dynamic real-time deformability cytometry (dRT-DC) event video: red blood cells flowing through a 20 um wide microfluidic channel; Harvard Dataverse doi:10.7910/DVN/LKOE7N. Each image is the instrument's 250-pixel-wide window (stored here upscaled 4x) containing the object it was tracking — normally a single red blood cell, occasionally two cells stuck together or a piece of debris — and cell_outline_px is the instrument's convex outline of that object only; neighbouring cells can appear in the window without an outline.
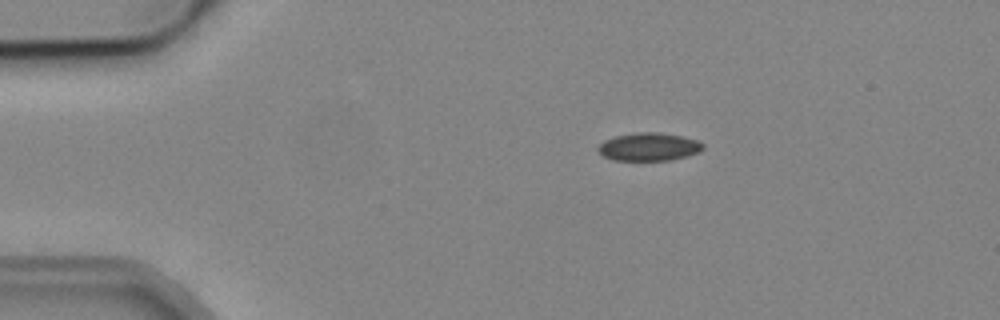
{"species": "common noctule bat (a hibernating species)", "species_latin": "Nyctalus noctula", "temperature_condition": "cold", "stored_images_in_passage": 4, "camera_frame_rate_fps": 3000, "um_per_image_px": 0.085, "animal": {"sex": "male", "body_mass_g": 19.2, "forearm_length_mm": 51.8}, "frame": {"image": 1, "passage_image": 1, "time_ms": 0.0, "image_size_px": [1000, 320], "cell_outline_px": [[704, 148], [700, 152], [688, 156], [672, 160], [612, 160], [604, 156], [596, 148], [604, 140], [616, 136], [636, 132], [656, 132], [680, 136], [696, 140], [704, 144]], "centroid_in_image_um": [55.17, 12.48], "position_along_channel_um": 29.8, "area_um2": 17.11}}
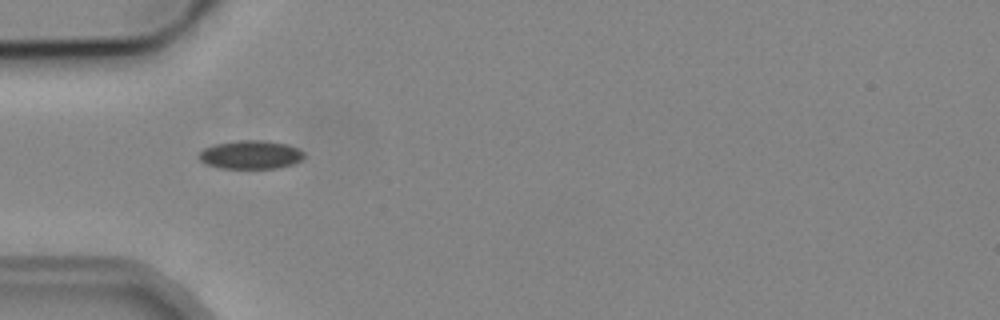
{"frame": {"image": 2, "passage_image": 3, "time_ms": 2.333, "image_size_px": [1000, 320], "cell_outline_px": [[304, 156], [300, 160], [292, 164], [280, 168], [220, 168], [204, 164], [200, 160], [200, 152], [204, 148], [216, 144], [236, 140], [264, 140], [288, 144], [304, 152]], "centroid_in_image_um": [21.3, 13.15], "position_along_channel_um": 63.7, "area_um2": 17.46}}